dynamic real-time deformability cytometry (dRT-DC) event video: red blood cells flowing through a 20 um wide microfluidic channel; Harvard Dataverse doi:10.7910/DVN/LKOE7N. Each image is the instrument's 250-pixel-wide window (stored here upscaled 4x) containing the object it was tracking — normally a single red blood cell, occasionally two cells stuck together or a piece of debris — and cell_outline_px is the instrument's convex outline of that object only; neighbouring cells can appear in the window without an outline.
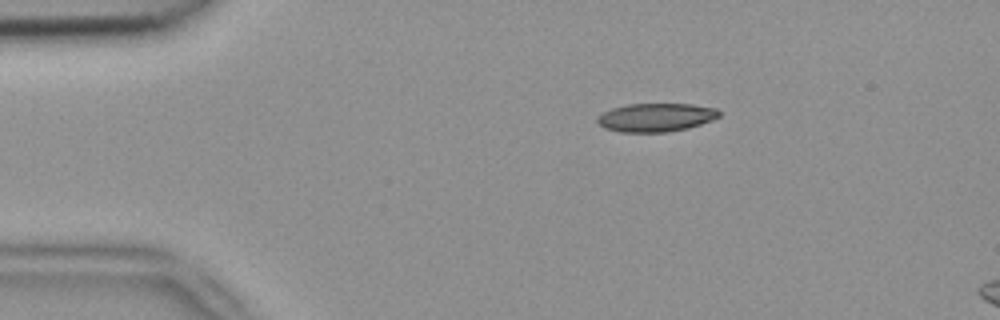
{"species": "common noctule bat (a hibernating species)", "species_latin": "Nyctalus noctula", "temperature_condition": "room temperature", "stored_images_in_passage": 5, "segment_of_instrument_passage": [1, 2], "camera_frame_rate_fps": 3000, "um_per_image_px": 0.085, "animal": {"sex": "female", "body_mass_g": 18.4}, "frame": {"image": 1, "passage_image": 2, "time_ms": 0.333, "image_size_px": [1000, 320], "cell_outline_px": [[720, 116], [712, 120], [688, 128], [668, 132], [620, 132], [604, 128], [596, 120], [604, 112], [612, 108], [628, 104], [692, 104], [716, 108], [720, 112]], "centroid_in_image_um": [55.77, 9.98], "position_along_channel_um": 29.2, "area_um2": 20.11}}